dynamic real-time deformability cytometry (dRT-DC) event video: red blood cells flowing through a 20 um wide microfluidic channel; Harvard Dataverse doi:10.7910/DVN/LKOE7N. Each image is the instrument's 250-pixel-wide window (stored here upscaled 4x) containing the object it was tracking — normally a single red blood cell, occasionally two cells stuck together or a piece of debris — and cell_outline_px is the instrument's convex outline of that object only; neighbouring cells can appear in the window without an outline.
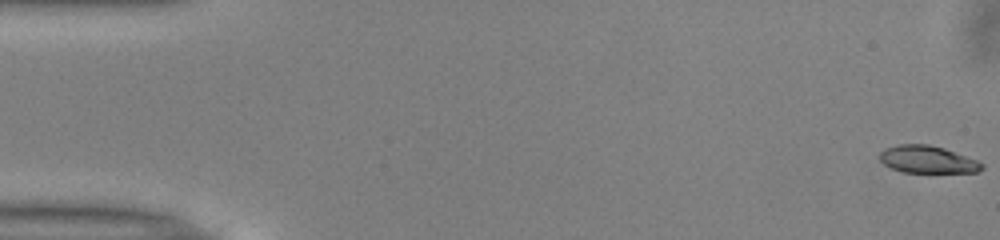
{"species": "common noctule bat (a hibernating species)", "species_latin": "Nyctalus noctula", "temperature_condition": "warm", "stored_images_in_passage": 52, "camera_frame_rate_fps": 3000, "um_per_image_px": 0.085, "animal": {"sex": "male", "body_mass_g": 13.0, "forearm_length_mm": 53.1}, "frame": {"image": 1, "passage_image": 1, "time_ms": 0.0, "image_size_px": [1000, 240], "cell_outline_px": [[984, 168], [976, 172], [904, 172], [892, 168], [884, 164], [880, 160], [880, 152], [884, 148], [900, 144], [928, 144], [944, 148], [976, 160], [984, 164]], "centroid_in_image_um": [78.83, 13.55], "position_along_channel_um": 6.2, "area_um2": 16.13}}
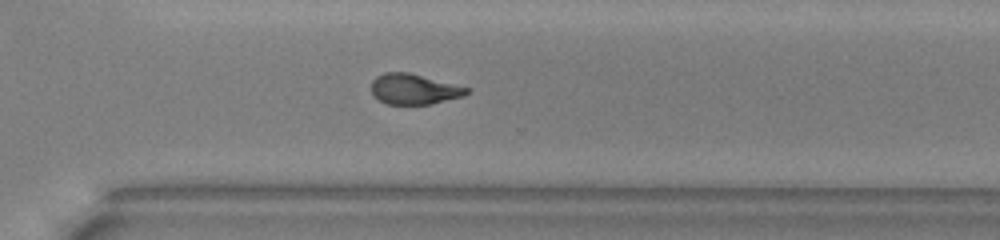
{"frame": {"image": 2, "passage_image": 37, "time_ms": 12.0, "image_size_px": [1000, 240], "cell_outline_px": [[472, 88], [464, 96], [432, 104], [388, 104], [372, 96], [372, 80], [376, 76], [384, 72], [408, 72]], "centroid_in_image_um": [35.21, 7.57], "position_along_channel_um": 335.4, "area_um2": 17.05}}
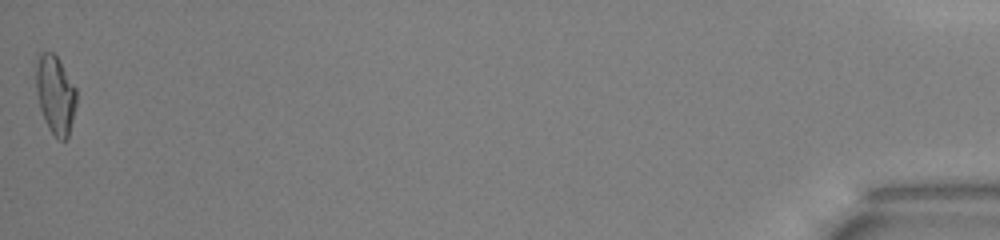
{"frame": {"image": 3, "passage_image": 52, "time_ms": 17.0, "image_size_px": [1000, 240], "cell_outline_px": [[76, 108], [68, 136], [64, 140], [60, 140], [48, 128], [44, 120], [40, 108], [36, 88], [36, 68], [40, 52], [52, 52], [56, 56], [76, 88]], "centroid_in_image_um": [4.71, 8.06], "position_along_channel_um": 430.5, "area_um2": 18.21}, "authors_computed_cell_mechanics": {"area_um2": 17.6001, "velocity_mm_per_s": 3.9861, "shape_relaxation_time_tau1_ms": 3.6611, "shape_relaxation_time_tau2_ms": 5.0801, "deformation_change_tau1": 0.1784, "deformation_change_tau2": 0.1007}}